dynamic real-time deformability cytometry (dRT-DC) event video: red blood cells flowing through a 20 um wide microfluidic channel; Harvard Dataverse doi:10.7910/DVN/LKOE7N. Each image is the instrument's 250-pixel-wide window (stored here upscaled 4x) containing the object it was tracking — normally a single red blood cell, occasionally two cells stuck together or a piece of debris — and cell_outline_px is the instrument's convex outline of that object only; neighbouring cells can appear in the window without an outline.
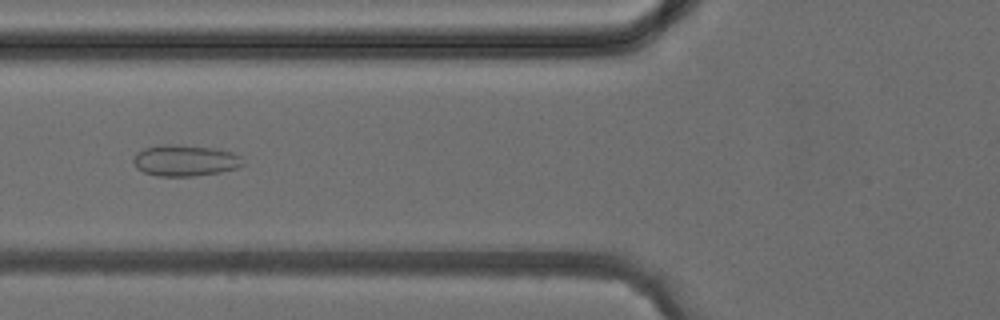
{"species": "common noctule bat (a hibernating species)", "species_latin": "Nyctalus noctula", "temperature_condition": "cold", "stored_images_in_passage": 6, "camera_frame_rate_fps": 3000, "um_per_image_px": 0.085, "animal": {"sex": "female", "body_mass_g": 24.6, "forearm_length_mm": 56.2}, "frame": {"image": 1, "passage_image": 6, "time_ms": 5.667, "image_size_px": [1000, 320], "cell_outline_px": [[244, 164], [236, 168], [220, 172], [196, 176], [156, 176], [144, 172], [136, 168], [132, 160], [136, 152], [144, 148], [160, 144], [176, 144], [216, 148], [232, 152], [240, 156]], "centroid_in_image_um": [15.7, 13.63], "position_along_channel_um": 110.1, "area_um2": 20.17}}